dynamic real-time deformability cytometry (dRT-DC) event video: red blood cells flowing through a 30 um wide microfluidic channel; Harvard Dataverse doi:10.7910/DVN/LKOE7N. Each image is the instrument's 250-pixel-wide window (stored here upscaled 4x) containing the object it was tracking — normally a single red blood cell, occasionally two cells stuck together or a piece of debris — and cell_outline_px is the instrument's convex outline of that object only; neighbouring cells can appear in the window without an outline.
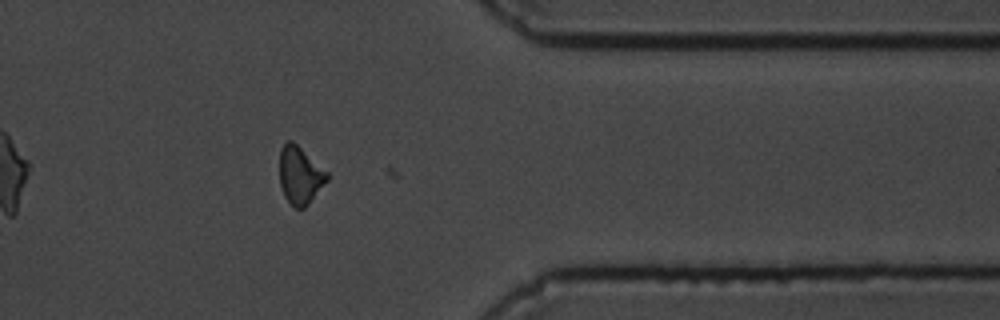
{"species": "common noctule bat (a hibernating species)", "species_latin": "Nyctalus noctula", "temperature_condition": "cold", "stored_images_in_passage": 31, "camera_frame_rate_fps": 3000, "um_per_image_px": 0.085, "animal": {"sex": "male", "body_mass_g": 19.5, "forearm_length_mm": 54.6}, "frame": {"image": 1, "passage_image": 30, "time_ms": 9.667, "image_size_px": [1000, 320], "cell_outline_px": [[328, 180], [308, 204], [304, 208], [296, 208], [284, 196], [280, 184], [280, 148], [288, 140], [292, 140], [328, 172]], "centroid_in_image_um": [25.5, 14.88], "position_along_channel_um": 385.9, "area_um2": 15.78}}